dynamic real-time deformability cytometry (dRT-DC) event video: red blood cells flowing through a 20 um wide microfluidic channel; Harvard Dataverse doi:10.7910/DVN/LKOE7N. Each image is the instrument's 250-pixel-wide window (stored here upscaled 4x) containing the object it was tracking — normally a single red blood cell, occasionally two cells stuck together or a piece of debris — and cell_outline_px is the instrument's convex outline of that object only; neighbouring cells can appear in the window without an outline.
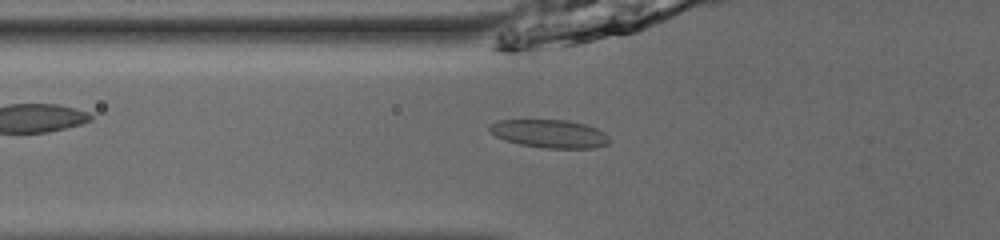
{"species": "common noctule bat (a hibernating species)", "species_latin": "Nyctalus noctula", "temperature_condition": "room temperature", "stored_images_in_passage": 36, "camera_frame_rate_fps": 3000, "um_per_image_px": 0.085, "animal": {"sex": "male", "body_mass_g": 13.0, "forearm_length_mm": 53.1}, "frame": {"image": 1, "passage_image": 4, "time_ms": 1.0, "image_size_px": [1000, 240], "cell_outline_px": [[608, 144], [596, 148], [544, 148], [520, 144], [504, 140], [496, 136], [488, 128], [496, 120], [568, 120], [584, 124], [596, 128], [604, 132], [608, 136]], "centroid_in_image_um": [46.72, 11.37], "position_along_channel_um": 79.1, "area_um2": 19.59}}
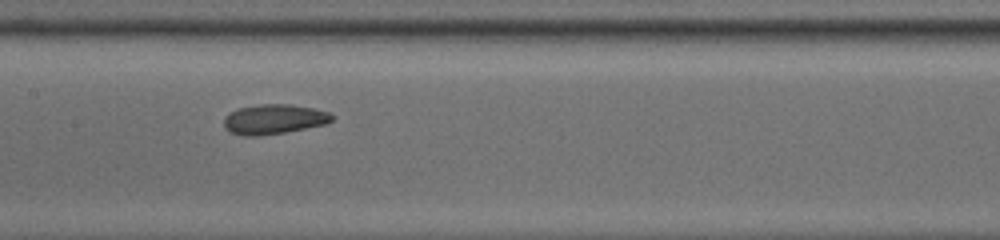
{"frame": {"image": 2, "passage_image": 12, "time_ms": 3.667, "image_size_px": [1000, 240], "cell_outline_px": [[332, 120], [324, 124], [284, 132], [260, 136], [244, 136], [232, 132], [224, 128], [224, 116], [236, 108], [260, 104], [288, 104], [312, 108], [328, 112], [332, 116]], "centroid_in_image_um": [23.21, 10.13], "position_along_channel_um": 184.2, "area_um2": 18.61}}
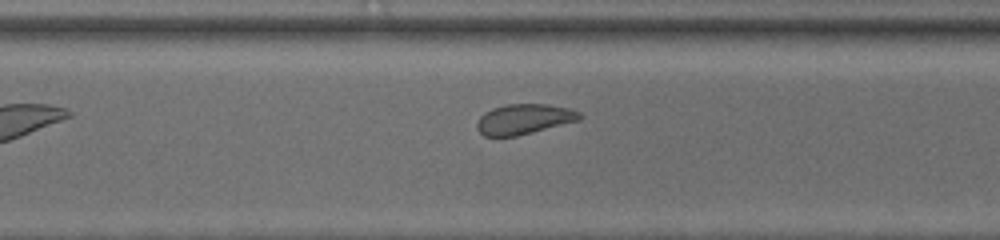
{"frame": {"image": 3, "passage_image": 23, "time_ms": 7.333, "image_size_px": [1000, 240], "cell_outline_px": [[584, 116], [580, 120], [516, 136], [484, 136], [476, 128], [476, 124], [480, 116], [484, 112], [492, 108], [508, 104], [548, 104], [568, 108], [580, 112]], "centroid_in_image_um": [44.54, 10.12], "position_along_channel_um": 326.1, "area_um2": 18.09}, "authors_computed_cell_mechanics": {"area_um2": 18.785, "velocity_mm_per_s": 3.8945, "shape_relaxation_time_tau1_ms": 3.1981, "shape_relaxation_time_tau2_ms": 2.3911, "deformation_change_tau1": 0.0725, "deformation_change_tau2": 0.0774}}